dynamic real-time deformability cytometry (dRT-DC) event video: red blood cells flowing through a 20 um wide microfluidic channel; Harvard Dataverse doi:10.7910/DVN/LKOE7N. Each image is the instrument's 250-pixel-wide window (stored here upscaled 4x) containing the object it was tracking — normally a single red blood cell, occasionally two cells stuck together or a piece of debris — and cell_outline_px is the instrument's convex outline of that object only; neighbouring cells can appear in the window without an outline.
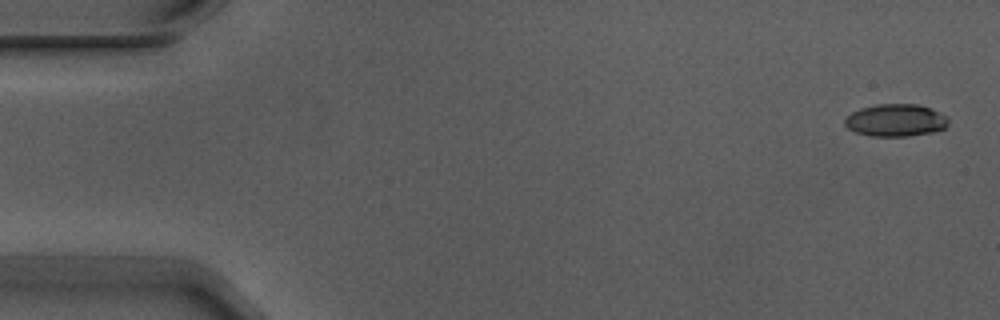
{"species": "Egyptian fruit bat (a non-hibernating species)", "species_latin": "Rousettus aegyptiacus", "temperature_condition": "warm", "stored_images_in_passage": 8, "camera_frame_rate_fps": 3000, "um_per_image_px": 0.085, "animal": {"sex": "male"}, "frame": {"image": 1, "passage_image": 1, "time_ms": 0.0, "image_size_px": [1000, 320], "cell_outline_px": [[948, 124], [944, 128], [932, 132], [908, 136], [872, 136], [856, 132], [848, 128], [844, 124], [844, 116], [860, 108], [880, 104], [920, 104], [932, 108], [948, 116]], "centroid_in_image_um": [76.14, 10.21], "position_along_channel_um": 8.9, "area_um2": 19.71}}
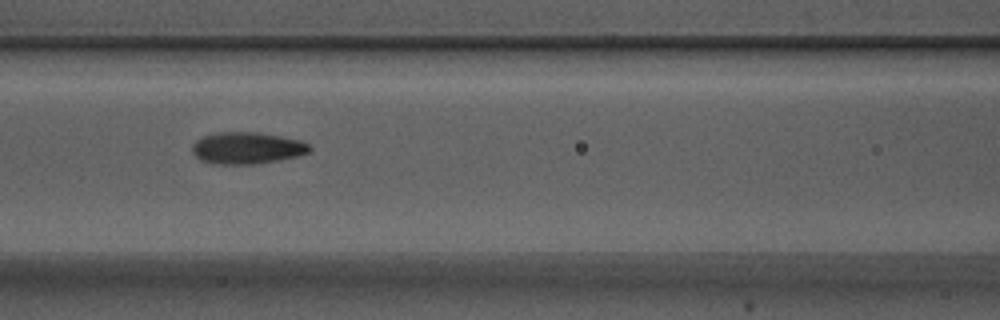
{"frame": {"image": 2, "passage_image": 7, "time_ms": 2.0, "image_size_px": [1000, 320], "cell_outline_px": [[312, 148], [308, 152], [296, 156], [280, 160], [252, 164], [212, 164], [200, 160], [192, 152], [192, 144], [196, 140], [204, 136], [216, 132], [256, 132], [280, 136], [300, 140], [308, 144]], "centroid_in_image_um": [20.96, 12.58], "position_along_channel_um": 145.6, "area_um2": 21.73}}
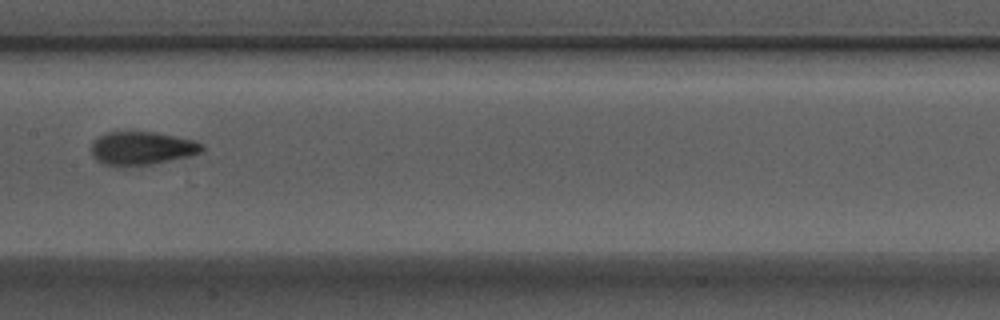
{"frame": {"image": 3, "passage_image": 8, "time_ms": 2.333, "image_size_px": [1000, 320], "cell_outline_px": [[204, 148], [200, 152], [188, 156], [152, 164], [104, 164], [96, 160], [92, 156], [92, 144], [100, 136], [108, 132], [156, 132], [176, 136], [192, 140], [204, 144]], "centroid_in_image_um": [12.08, 12.58], "position_along_channel_um": 195.3, "area_um2": 20.87}}